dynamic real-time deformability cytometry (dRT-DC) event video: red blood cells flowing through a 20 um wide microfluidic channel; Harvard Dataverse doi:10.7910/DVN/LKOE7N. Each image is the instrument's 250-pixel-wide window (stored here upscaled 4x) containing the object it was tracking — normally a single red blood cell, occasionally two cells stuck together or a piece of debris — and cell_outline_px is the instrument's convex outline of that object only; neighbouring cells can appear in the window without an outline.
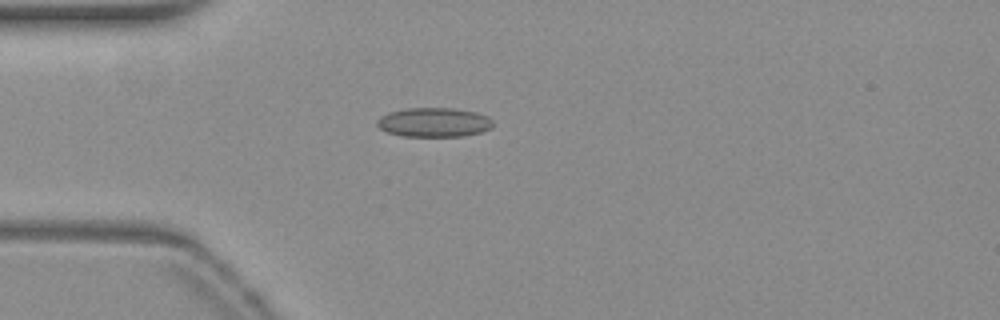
{"species": "common noctule bat (a hibernating species)", "species_latin": "Nyctalus noctula", "temperature_condition": "warm", "stored_images_in_passage": 30, "camera_frame_rate_fps": 3000, "um_per_image_px": 0.085, "animal": {"sex": "female", "body_mass_g": 19.3, "forearm_length_mm": 54.1}, "frame": {"image": 1, "passage_image": 1, "time_ms": 0.0, "image_size_px": [1000, 320], "cell_outline_px": [[492, 128], [480, 132], [464, 136], [404, 136], [388, 132], [380, 128], [376, 124], [376, 120], [380, 116], [388, 112], [404, 108], [456, 108], [476, 112], [488, 116], [492, 120]], "centroid_in_image_um": [36.88, 10.38], "position_along_channel_um": 48.1, "area_um2": 19.88}}
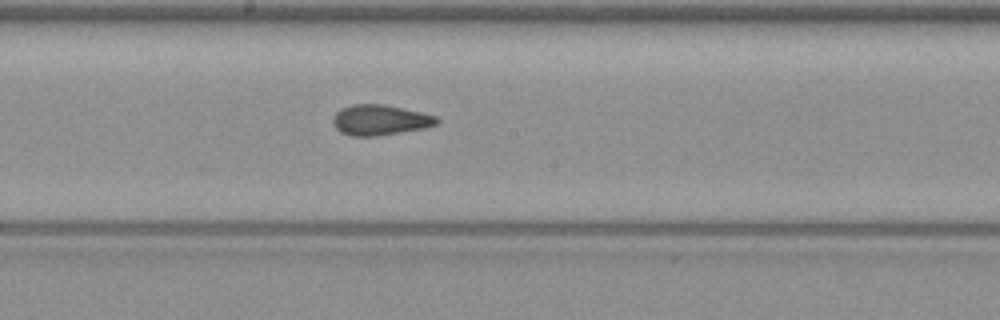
{"frame": {"image": 2, "passage_image": 15, "time_ms": 4.667, "image_size_px": [1000, 320], "cell_outline_px": [[440, 120], [436, 124], [424, 128], [376, 136], [352, 136], [340, 132], [332, 124], [332, 116], [340, 108], [352, 104], [384, 104], [420, 112], [436, 116]], "centroid_in_image_um": [32.25, 10.19], "position_along_channel_um": 216.0, "area_um2": 18.44}}
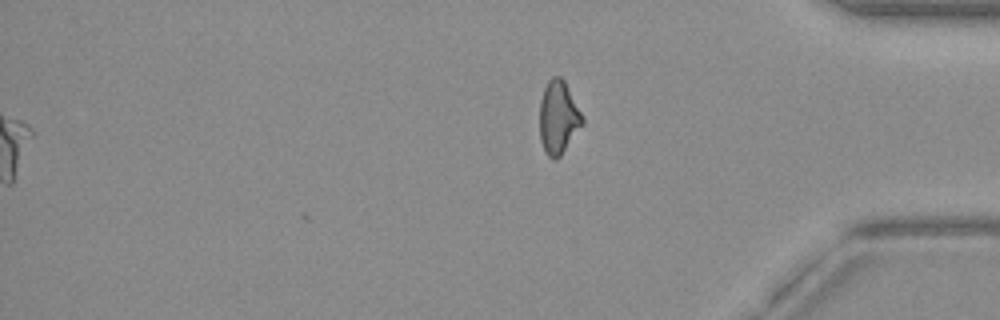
{"frame": {"image": 3, "passage_image": 30, "time_ms": 9.667, "image_size_px": [1000, 320], "cell_outline_px": [[584, 120], [560, 156], [556, 160], [552, 160], [544, 152], [540, 140], [540, 100], [544, 88], [548, 80], [552, 76], [560, 76], [564, 80]], "centroid_in_image_um": [47.41, 9.98], "position_along_channel_um": 387.8, "area_um2": 17.86}, "authors_computed_cell_mechanics": {"area_um2": 18.4671, "velocity_mm_per_s": 3.851, "shape_relaxation_time_tau1_ms": null, "shape_relaxation_time_tau2_ms": 1.7366, "deformation_change_tau1": null, "deformation_change_tau2": 0.0818}}